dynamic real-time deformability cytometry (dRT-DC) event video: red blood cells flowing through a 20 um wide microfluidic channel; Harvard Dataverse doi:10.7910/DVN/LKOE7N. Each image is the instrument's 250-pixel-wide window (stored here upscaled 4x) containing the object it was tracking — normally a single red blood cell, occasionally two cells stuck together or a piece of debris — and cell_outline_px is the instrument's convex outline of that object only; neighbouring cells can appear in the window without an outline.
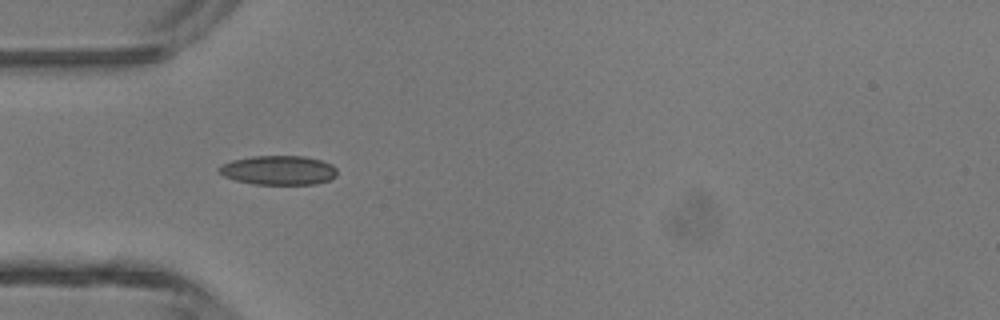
{"species": "common noctule bat (a hibernating species)", "species_latin": "Nyctalus noctula", "temperature_condition": "room temperature", "stored_images_in_passage": 34, "camera_frame_rate_fps": 3000, "um_per_image_px": 0.085, "animal": {"sex": "male", "body_mass_g": 13.3}, "frame": {"image": 1, "passage_image": 3, "time_ms": 0.667, "image_size_px": [1000, 320], "cell_outline_px": [[336, 176], [328, 180], [316, 184], [252, 184], [236, 180], [224, 176], [216, 168], [220, 164], [232, 160], [252, 156], [304, 156], [320, 160], [332, 164], [336, 168]], "centroid_in_image_um": [23.65, 14.46], "position_along_channel_um": 61.3, "area_um2": 20.17}}
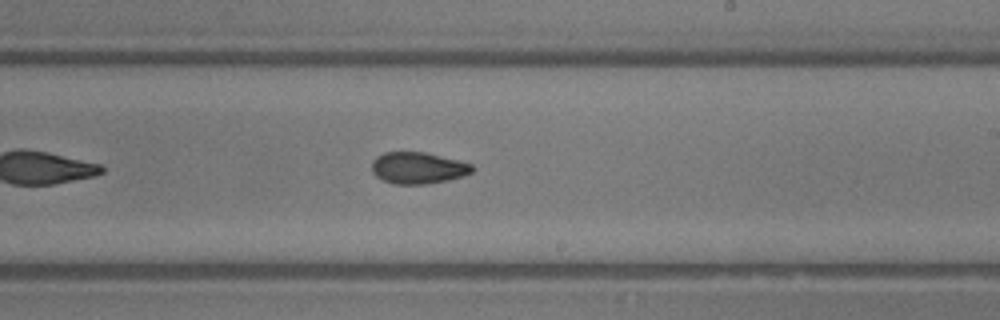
{"frame": {"image": 2, "passage_image": 16, "time_ms": 5.0, "image_size_px": [1000, 320], "cell_outline_px": [[472, 172], [464, 176], [448, 180], [428, 184], [392, 184], [376, 176], [372, 172], [372, 160], [376, 156], [384, 152], [424, 152], [472, 164]], "centroid_in_image_um": [35.5, 14.28], "position_along_channel_um": 253.5, "area_um2": 18.44}}
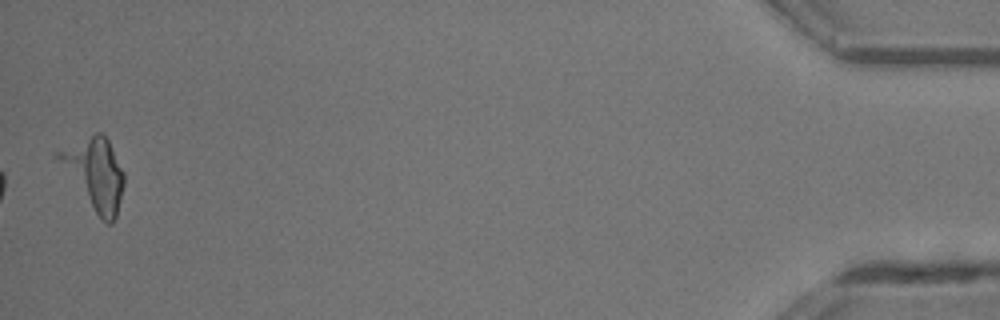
{"frame": {"image": 3, "passage_image": 34, "time_ms": 11.0, "image_size_px": [1000, 320], "cell_outline_px": [[124, 184], [116, 216], [112, 224], [108, 224], [100, 220], [52, 152], [96, 132], [100, 132], [108, 140], [124, 172]], "centroid_in_image_um": [8.06, 14.75], "position_along_channel_um": 427.1, "area_um2": 26.88}, "authors_computed_cell_mechanics": {"area_um2": 18.8428, "velocity_mm_per_s": 4.4594, "shape_relaxation_time_tau1_ms": 4.9213, "shape_relaxation_time_tau2_ms": 2.5632, "deformation_change_tau1": 0.1198, "deformation_change_tau2": 0.0841}}